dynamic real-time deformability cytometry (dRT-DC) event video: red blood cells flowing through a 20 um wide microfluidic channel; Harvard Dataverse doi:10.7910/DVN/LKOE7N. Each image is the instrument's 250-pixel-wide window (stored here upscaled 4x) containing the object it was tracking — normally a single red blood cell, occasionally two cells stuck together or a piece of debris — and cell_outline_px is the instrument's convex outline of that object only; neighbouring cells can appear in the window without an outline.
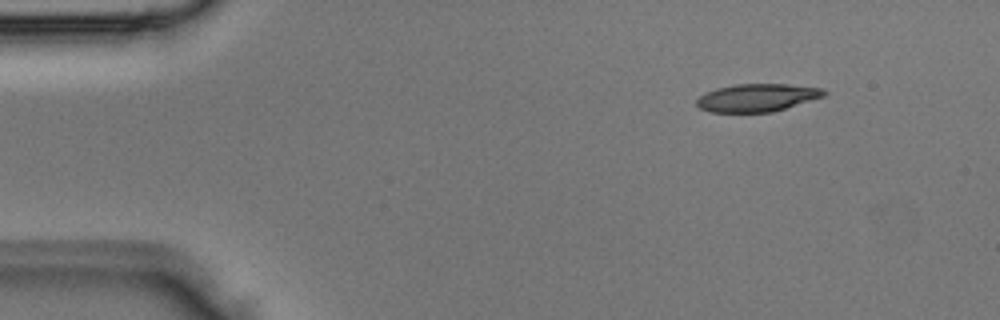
{"species": "Egyptian fruit bat (a non-hibernating species)", "species_latin": "Rousettus aegyptiacus", "temperature_condition": "room temperature", "stored_images_in_passage": 4, "segment_of_instrument_passage": [2, 2], "camera_frame_rate_fps": 3000, "um_per_image_px": 0.085, "animal": {"sex": "male"}, "frame": {"image": 1, "passage_image": 4, "time_ms": 1.0, "image_size_px": [1000, 320], "cell_outline_px": [[828, 92], [824, 96], [772, 112], [708, 112], [700, 108], [696, 104], [696, 100], [704, 92], [716, 88], [736, 84], [788, 84], [824, 88]], "centroid_in_image_um": [64.34, 8.29], "position_along_channel_um": 20.7, "area_um2": 20.69}}